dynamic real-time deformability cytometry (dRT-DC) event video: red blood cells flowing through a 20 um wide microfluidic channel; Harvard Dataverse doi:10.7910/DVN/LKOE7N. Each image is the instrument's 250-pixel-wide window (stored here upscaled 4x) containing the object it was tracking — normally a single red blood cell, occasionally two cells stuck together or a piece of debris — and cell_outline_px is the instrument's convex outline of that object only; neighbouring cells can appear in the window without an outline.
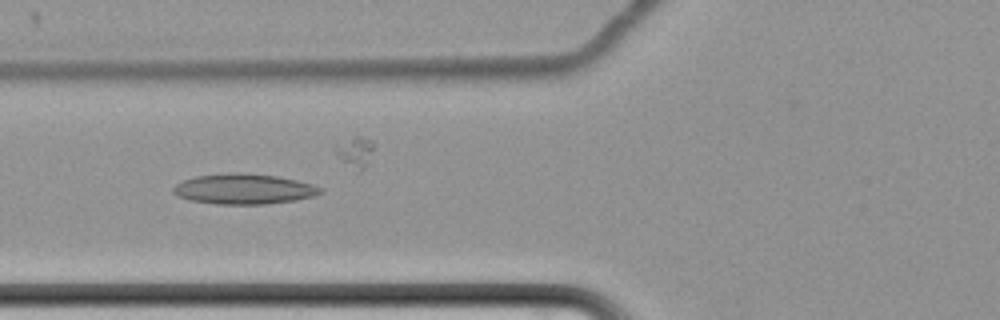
{"species": "common noctule bat (a hibernating species)", "species_latin": "Nyctalus noctula", "temperature_condition": "cold", "stored_images_in_passage": 51, "segment_of_instrument_passage": [1, 2], "camera_frame_rate_fps": 3000, "um_per_image_px": 0.085, "animal": {"sex": "female", "body_mass_g": 22.7, "forearm_length_mm": 54.2}, "frame": {"image": 1, "passage_image": 14, "time_ms": 4.333, "image_size_px": [1000, 320], "cell_outline_px": [[324, 192], [312, 196], [296, 200], [264, 204], [216, 204], [188, 200], [176, 196], [172, 192], [172, 188], [176, 184], [184, 180], [196, 176], [232, 172], [240, 172], [276, 176], [296, 180], [312, 184], [324, 188]], "centroid_in_image_um": [20.71, 16.06], "position_along_channel_um": 105.1, "area_um2": 26.13}}
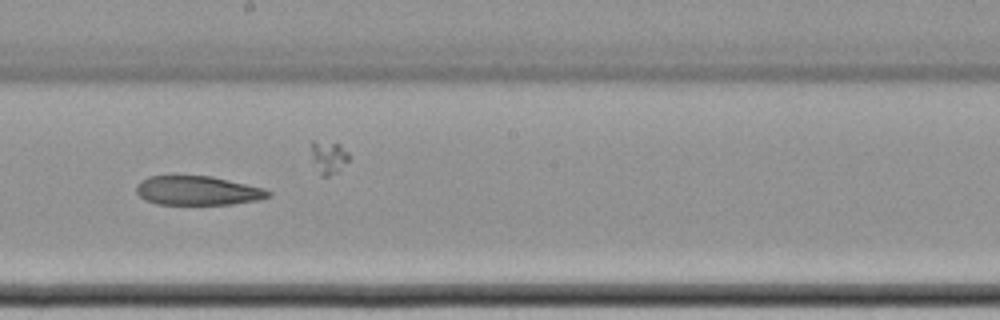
{"frame": {"image": 2, "passage_image": 25, "time_ms": 8.0, "image_size_px": [1000, 320], "cell_outline_px": [[272, 196], [260, 200], [232, 204], [156, 204], [144, 200], [136, 192], [136, 184], [140, 180], [148, 176], [212, 176], [264, 188], [272, 192]], "centroid_in_image_um": [16.81, 16.2], "position_along_channel_um": 231.4, "area_um2": 22.6}}
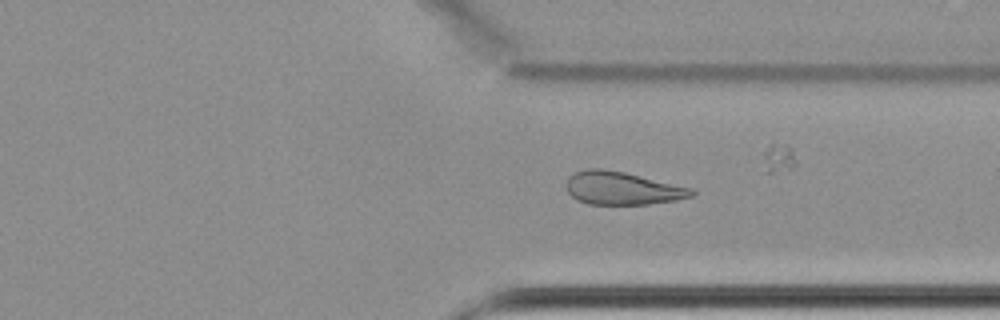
{"frame": {"image": 3, "passage_image": 36, "time_ms": 11.667, "image_size_px": [1000, 320], "cell_outline_px": [[696, 192], [692, 196], [676, 200], [648, 204], [588, 204], [576, 200], [568, 192], [568, 176], [584, 168], [604, 168], [624, 172], [692, 188]], "centroid_in_image_um": [52.88, 15.99], "position_along_channel_um": 358.5, "area_um2": 23.99}}